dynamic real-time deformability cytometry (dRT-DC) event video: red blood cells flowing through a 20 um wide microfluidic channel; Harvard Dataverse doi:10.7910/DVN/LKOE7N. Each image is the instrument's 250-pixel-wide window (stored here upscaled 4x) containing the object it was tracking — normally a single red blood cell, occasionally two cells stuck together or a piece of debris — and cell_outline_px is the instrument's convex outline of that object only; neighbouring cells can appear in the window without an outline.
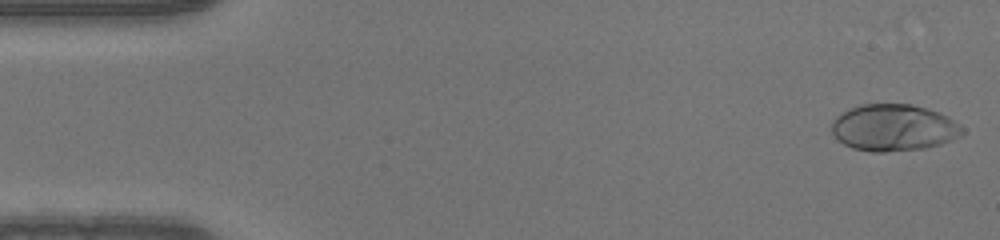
{"species": "human", "species_latin": "Homo sapiens", "temperature_condition": "warm", "stored_images_in_passage": 30, "camera_frame_rate_fps": 3000, "um_per_image_px": 0.085, "donor": {"sex": "male"}, "frame": {"image": 1, "passage_image": 1, "time_ms": 0.0, "image_size_px": [1000, 240], "cell_outline_px": [[964, 132], [960, 136], [952, 140], [940, 144], [924, 148], [884, 152], [872, 152], [852, 148], [844, 144], [832, 132], [832, 120], [840, 112], [848, 108], [860, 104], [912, 104], [928, 108], [948, 116], [960, 124], [964, 128]], "centroid_in_image_um": [75.96, 10.84], "position_along_channel_um": 9.0, "area_um2": 35.84}}
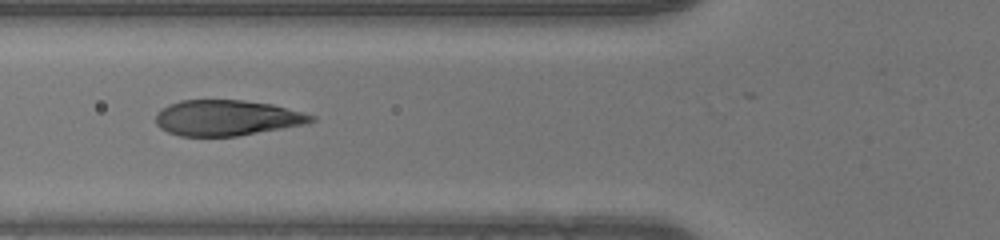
{"frame": {"image": 2, "passage_image": 18, "time_ms": 5.667, "image_size_px": [1000, 240], "cell_outline_px": [[316, 120], [308, 124], [236, 136], [180, 136], [168, 132], [160, 128], [156, 124], [156, 112], [160, 108], [168, 104], [180, 100], [244, 100], [272, 104], [316, 116]], "centroid_in_image_um": [19.27, 10.01], "position_along_channel_um": 106.5, "area_um2": 32.48}}
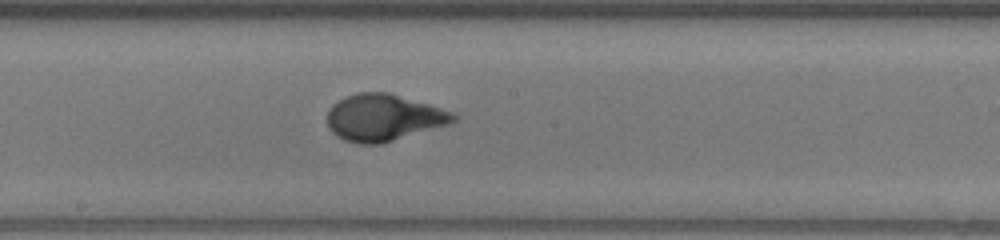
{"frame": {"image": 3, "passage_image": 26, "time_ms": 8.333, "image_size_px": [1000, 240], "cell_outline_px": [[460, 116], [456, 120], [448, 124], [384, 144], [360, 144], [344, 140], [336, 136], [328, 128], [328, 108], [332, 104], [356, 92], [388, 92], [428, 104], [452, 112]], "centroid_in_image_um": [32.59, 10.01], "position_along_channel_um": 215.6, "area_um2": 34.45}}